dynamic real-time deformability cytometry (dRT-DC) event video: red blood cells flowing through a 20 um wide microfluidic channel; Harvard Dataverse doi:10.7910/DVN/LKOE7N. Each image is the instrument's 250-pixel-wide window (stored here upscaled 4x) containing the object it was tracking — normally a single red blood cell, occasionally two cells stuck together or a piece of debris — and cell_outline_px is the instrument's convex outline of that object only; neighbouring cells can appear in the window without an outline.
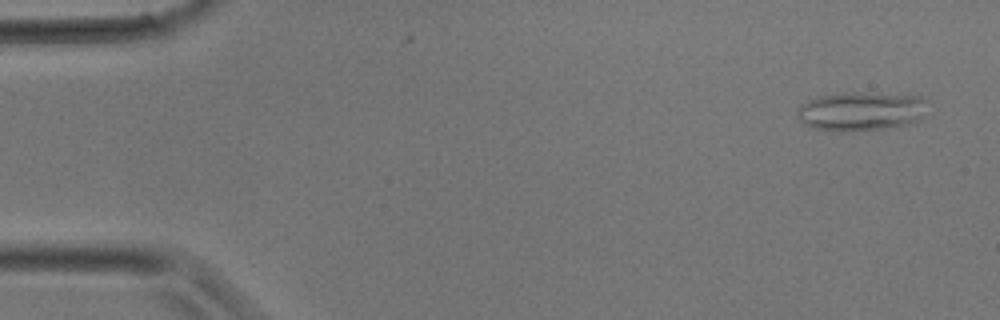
{"species": "common noctule bat (a hibernating species)", "species_latin": "Nyctalus noctula", "temperature_condition": "room temperature", "stored_images_in_passage": 4, "camera_frame_rate_fps": 3000, "um_per_image_px": 0.085, "animal": {"sex": "male", "body_mass_g": 17.9}, "frame": {"image": 1, "passage_image": 4, "time_ms": 1.0, "image_size_px": [1000, 320], "cell_outline_px": [[924, 116], [908, 124], [888, 128], [848, 132], [836, 132], [812, 128], [804, 124], [796, 116], [796, 108], [800, 104], [808, 100], [820, 96], [844, 92], [864, 92], [920, 96], [924, 100]], "centroid_in_image_um": [73.1, 9.47], "position_along_channel_um": 11.9, "area_um2": 29.94}}